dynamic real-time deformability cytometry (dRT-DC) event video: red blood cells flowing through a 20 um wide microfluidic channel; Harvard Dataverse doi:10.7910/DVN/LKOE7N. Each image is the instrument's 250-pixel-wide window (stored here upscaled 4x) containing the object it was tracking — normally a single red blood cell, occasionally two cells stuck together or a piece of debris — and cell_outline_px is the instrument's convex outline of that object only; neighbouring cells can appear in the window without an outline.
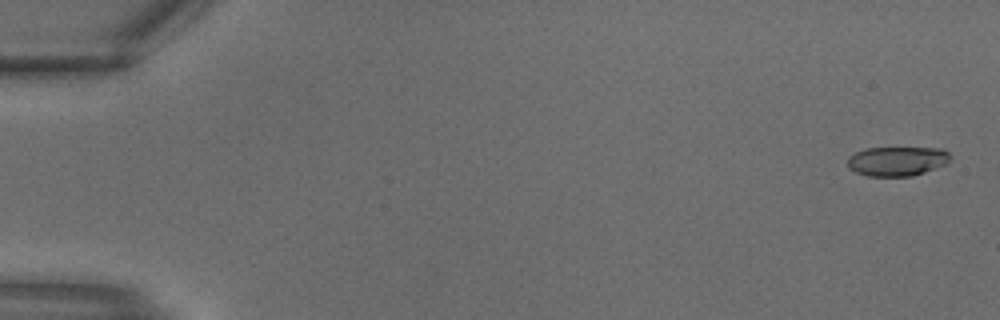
{"species": "common noctule bat (a hibernating species)", "species_latin": "Nyctalus noctula", "temperature_condition": "warm", "stored_images_in_passage": 17, "camera_frame_rate_fps": 3000, "um_per_image_px": 0.085, "animal": {"sex": "male", "body_mass_g": 18.8}, "frame": {"image": 1, "passage_image": 1, "time_ms": 0.0, "image_size_px": [1000, 320], "cell_outline_px": [[948, 164], [912, 176], [868, 176], [856, 172], [848, 168], [848, 156], [864, 148], [944, 148], [948, 152]], "centroid_in_image_um": [76.24, 13.69], "position_along_channel_um": 8.8, "area_um2": 17.63}}
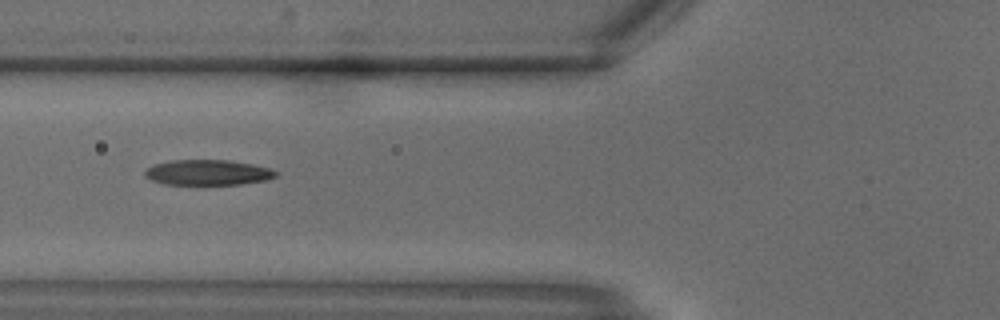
{"frame": {"image": 2, "passage_image": 12, "time_ms": 3.667, "image_size_px": [1000, 320], "cell_outline_px": [[276, 176], [264, 180], [240, 184], [164, 184], [152, 180], [144, 176], [144, 172], [152, 164], [172, 160], [228, 160], [252, 164], [268, 168], [276, 172]], "centroid_in_image_um": [17.6, 14.65], "position_along_channel_um": 108.2, "area_um2": 19.13}}
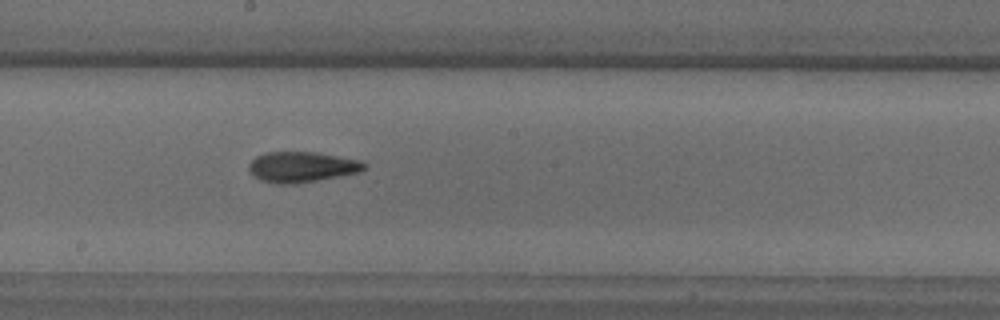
{"frame": {"image": 3, "passage_image": 17, "time_ms": 5.333, "image_size_px": [1000, 320], "cell_outline_px": [[368, 164], [360, 172], [296, 184], [276, 184], [260, 180], [252, 176], [248, 168], [248, 164], [256, 156], [264, 152], [316, 152], [360, 160]], "centroid_in_image_um": [25.62, 14.19], "position_along_channel_um": 222.6, "area_um2": 20.69}}